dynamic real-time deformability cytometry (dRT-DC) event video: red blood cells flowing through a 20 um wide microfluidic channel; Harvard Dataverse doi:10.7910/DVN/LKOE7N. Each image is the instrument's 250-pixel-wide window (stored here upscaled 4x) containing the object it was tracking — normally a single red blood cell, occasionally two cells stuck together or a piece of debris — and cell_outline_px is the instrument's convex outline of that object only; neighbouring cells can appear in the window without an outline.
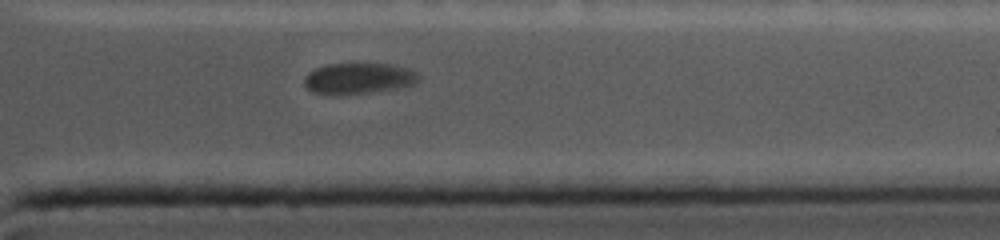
{"species": "common noctule bat (a hibernating species)", "species_latin": "Nyctalus noctula", "temperature_condition": "cold", "stored_images_in_passage": 17, "camera_frame_rate_fps": 5000, "um_per_image_px": 0.085, "animal": {"sex": "female", "body_mass_g": 19.0, "forearm_length_mm": 56.7}, "frame": {"image": 1, "passage_image": 15, "time_ms": 10.4, "image_size_px": [1000, 240], "cell_outline_px": [[420, 80], [416, 84], [400, 88], [368, 92], [312, 92], [304, 84], [304, 80], [308, 72], [316, 68], [328, 64], [392, 64], [408, 68], [416, 72], [420, 76]], "centroid_in_image_um": [30.57, 6.63], "position_along_channel_um": 380.8, "area_um2": 20.06}}